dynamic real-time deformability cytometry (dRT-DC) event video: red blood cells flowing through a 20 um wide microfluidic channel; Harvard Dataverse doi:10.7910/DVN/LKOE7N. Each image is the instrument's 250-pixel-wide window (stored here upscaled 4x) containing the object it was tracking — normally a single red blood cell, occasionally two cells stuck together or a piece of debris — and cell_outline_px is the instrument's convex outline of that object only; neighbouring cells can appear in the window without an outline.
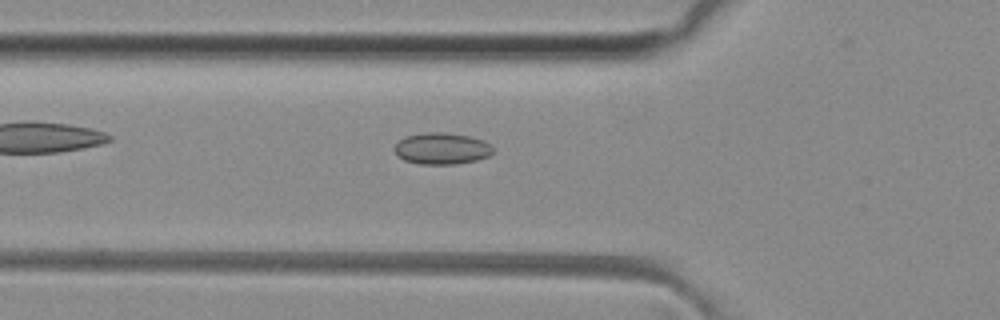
{"species": "common noctule bat (a hibernating species)", "species_latin": "Nyctalus noctula", "temperature_condition": "room temperature", "stored_images_in_passage": 39, "camera_frame_rate_fps": 3000, "um_per_image_px": 0.085, "animal": {"sex": "female", "body_mass_g": 29.2, "forearm_length_mm": 56.3}, "frame": {"image": 1, "passage_image": 6, "time_ms": 1.667, "image_size_px": [1000, 320], "cell_outline_px": [[492, 152], [488, 156], [476, 160], [456, 164], [420, 164], [404, 160], [396, 156], [396, 144], [404, 136], [424, 132], [444, 132], [468, 136], [484, 140], [492, 144]], "centroid_in_image_um": [37.55, 12.62], "position_along_channel_um": 88.3, "area_um2": 18.15}}
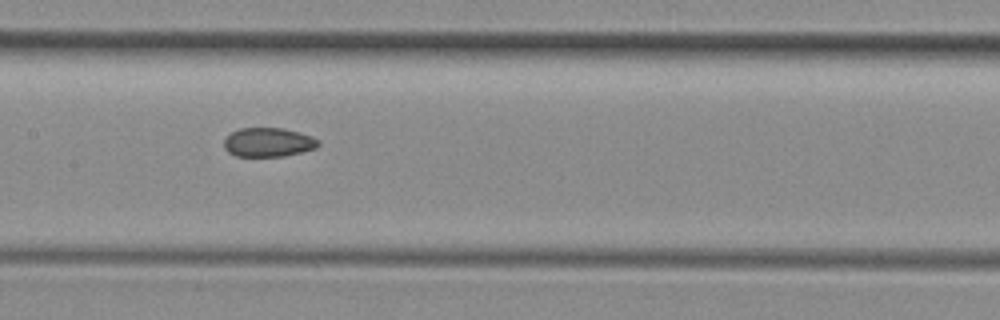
{"frame": {"image": 2, "passage_image": 13, "time_ms": 4.0, "image_size_px": [1000, 320], "cell_outline_px": [[320, 144], [316, 148], [284, 156], [236, 156], [228, 152], [224, 148], [224, 140], [232, 132], [240, 128], [284, 128], [312, 136], [320, 140]], "centroid_in_image_um": [22.82, 12.09], "position_along_channel_um": 184.6, "area_um2": 15.95}}
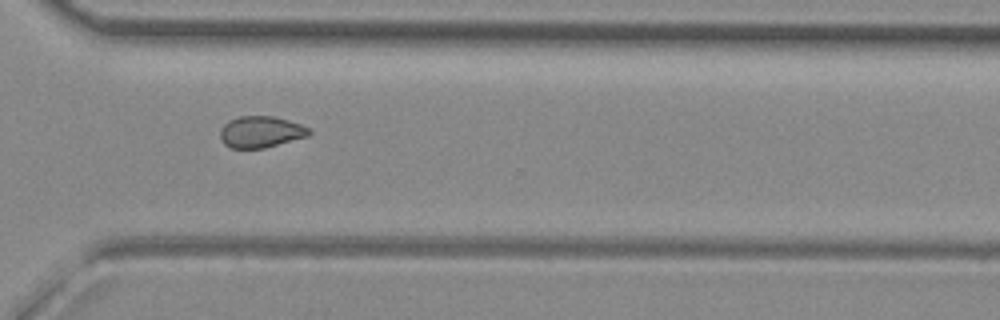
{"frame": {"image": 3, "passage_image": 25, "time_ms": 8.0, "image_size_px": [1000, 320], "cell_outline_px": [[312, 132], [308, 136], [264, 148], [232, 148], [224, 144], [220, 140], [220, 128], [228, 120], [240, 116], [272, 116], [288, 120], [300, 124], [308, 128]], "centroid_in_image_um": [22.14, 11.21], "position_along_channel_um": 348.5, "area_um2": 16.3}, "authors_computed_cell_mechanics": {"area_um2": 16.5886, "velocity_mm_per_s": 4.0999, "shape_relaxation_time_tau1_ms": null, "shape_relaxation_time_tau2_ms": 2.0705, "deformation_change_tau1": null, "deformation_change_tau2": 0.052}}